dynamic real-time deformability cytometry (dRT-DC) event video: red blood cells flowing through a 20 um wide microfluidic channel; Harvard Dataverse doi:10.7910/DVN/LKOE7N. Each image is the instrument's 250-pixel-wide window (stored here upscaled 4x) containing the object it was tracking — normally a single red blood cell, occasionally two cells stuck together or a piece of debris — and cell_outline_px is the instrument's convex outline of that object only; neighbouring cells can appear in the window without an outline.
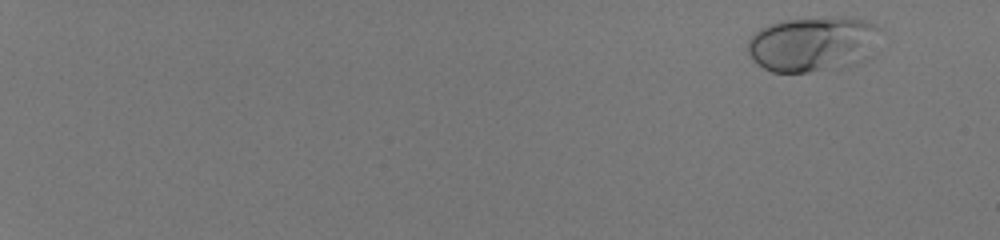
{"species": "human", "species_latin": "Homo sapiens", "temperature_condition": "room temperature", "stored_images_in_passage": 56, "camera_frame_rate_fps": 3000, "um_per_image_px": 0.085, "donor": {"sex": "male"}, "frame": {"image": 1, "passage_image": 5, "time_ms": 1.333, "image_size_px": [1000, 240], "cell_outline_px": [[884, 28], [876, 52], [872, 56], [848, 68], [808, 72], [772, 72], [764, 68], [752, 60], [748, 52], [748, 40], [760, 28], [784, 20], [832, 16], [844, 16], [864, 20], [876, 24]], "centroid_in_image_um": [69.23, 3.74], "position_along_channel_um": 15.8, "area_um2": 44.04}}
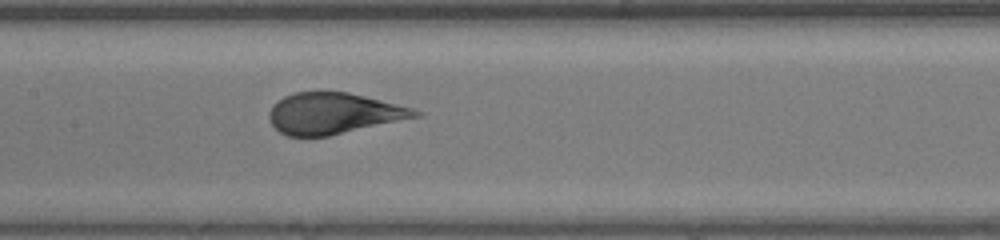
{"frame": {"image": 2, "passage_image": 34, "time_ms": 11.0, "image_size_px": [1000, 240], "cell_outline_px": [[424, 116], [328, 136], [288, 136], [280, 132], [272, 124], [268, 116], [268, 112], [272, 104], [284, 96], [292, 92], [348, 92], [412, 108], [424, 112]], "centroid_in_image_um": [28.36, 9.64], "position_along_channel_um": 179.0, "area_um2": 35.08}}
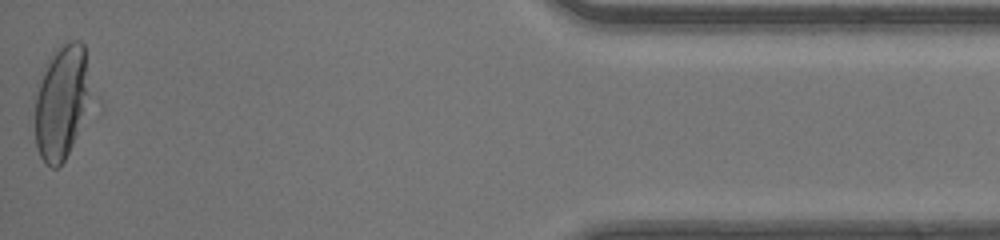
{"frame": {"image": 3, "passage_image": 56, "time_ms": 18.333, "image_size_px": [1000, 240], "cell_outline_px": [[104, 108], [64, 160], [56, 168], [52, 168], [40, 156], [36, 148], [36, 96], [44, 64], [52, 52], [56, 48], [68, 40], [80, 40], [84, 44]], "centroid_in_image_um": [5.56, 8.66], "position_along_channel_um": 429.6, "area_um2": 42.6}, "authors_computed_cell_mechanics": {"area_um2": 37.0787, "velocity_mm_per_s": 4.1513, "shape_relaxation_time_tau1_ms": 3.4639, "shape_relaxation_time_tau2_ms": null, "deformation_change_tau1": 0.1875, "deformation_change_tau2": null}}